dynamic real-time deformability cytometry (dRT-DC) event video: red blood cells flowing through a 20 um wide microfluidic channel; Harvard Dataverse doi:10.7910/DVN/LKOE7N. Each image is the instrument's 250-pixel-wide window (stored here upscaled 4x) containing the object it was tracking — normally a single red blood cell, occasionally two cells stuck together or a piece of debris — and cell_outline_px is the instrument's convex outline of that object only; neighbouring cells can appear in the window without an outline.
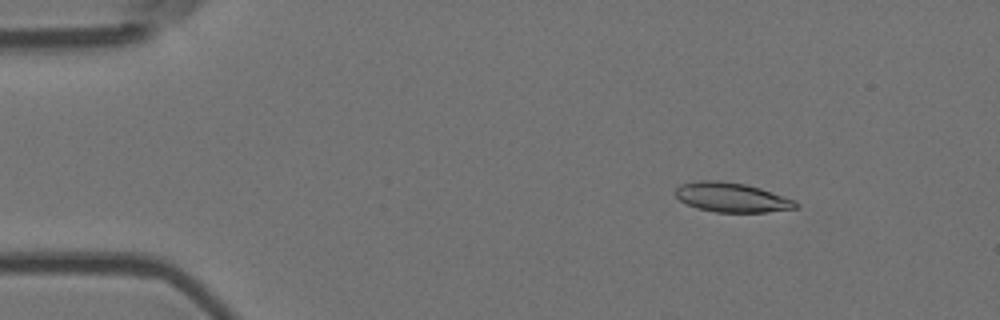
{"species": "Egyptian fruit bat (a non-hibernating species)", "species_latin": "Rousettus aegyptiacus", "temperature_condition": "room temperature", "stored_images_in_passage": 5, "camera_frame_rate_fps": 3000, "um_per_image_px": 0.085, "animal": {"sex": "female"}, "frame": {"image": 1, "passage_image": 3, "time_ms": 0.667, "image_size_px": [1000, 320], "cell_outline_px": [[800, 204], [796, 208], [768, 212], [716, 212], [696, 208], [680, 200], [676, 196], [676, 188], [680, 184], [696, 180], [720, 180], [744, 184], [760, 188], [796, 200]], "centroid_in_image_um": [62.2, 16.77], "position_along_channel_um": 22.8, "area_um2": 20.75}}